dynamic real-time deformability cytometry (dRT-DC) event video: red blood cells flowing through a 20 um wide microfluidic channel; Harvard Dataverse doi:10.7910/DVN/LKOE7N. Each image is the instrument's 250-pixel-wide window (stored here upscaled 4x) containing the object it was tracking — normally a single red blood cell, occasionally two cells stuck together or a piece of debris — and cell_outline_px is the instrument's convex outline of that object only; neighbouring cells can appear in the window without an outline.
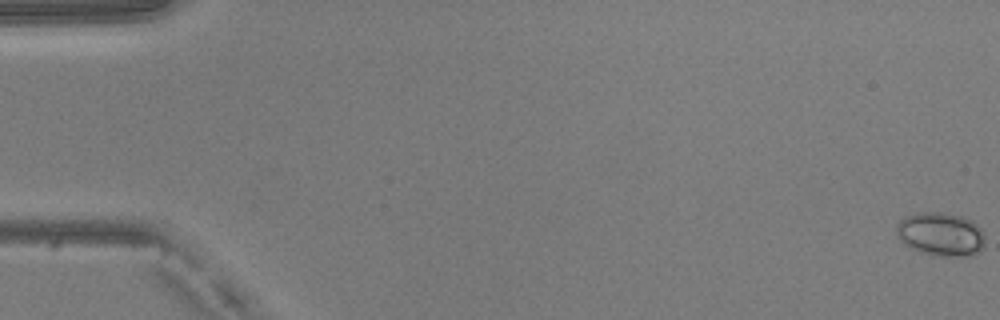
{"species": "common noctule bat (a hibernating species)", "species_latin": "Nyctalus noctula", "temperature_condition": "warm", "stored_images_in_passage": 18, "camera_frame_rate_fps": 3000, "um_per_image_px": 0.085, "animal": {"sex": "male", "body_mass_g": 20.5, "forearm_length_mm": 52.5}, "frame": {"image": 1, "passage_image": 1, "time_ms": 0.0, "image_size_px": [1000, 320], "cell_outline_px": [[984, 248], [980, 252], [972, 256], [932, 256], [920, 252], [904, 244], [896, 236], [896, 224], [904, 216], [920, 212], [940, 212], [960, 216], [972, 220], [984, 232]], "centroid_in_image_um": [79.96, 19.92], "position_along_channel_um": 5.0, "area_um2": 22.95}}
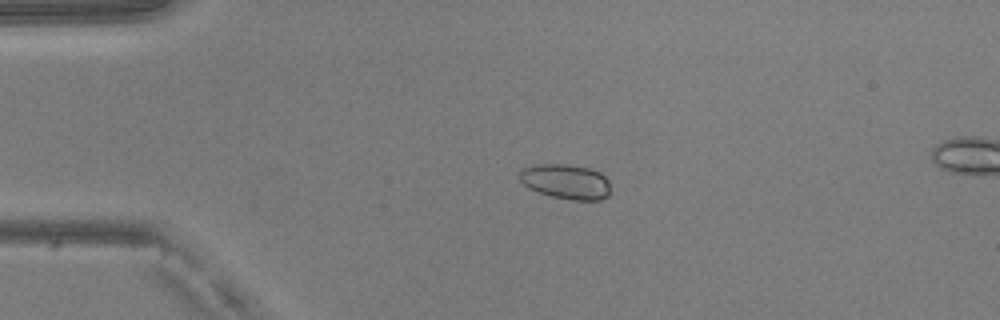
{"frame": {"image": 2, "passage_image": 13, "time_ms": 4.0, "image_size_px": [1000, 320], "cell_outline_px": [[608, 196], [600, 200], [572, 200], [552, 196], [528, 188], [520, 180], [520, 172], [524, 168], [536, 164], [568, 164], [588, 168], [600, 172], [608, 180]], "centroid_in_image_um": [48.1, 15.43], "position_along_channel_um": 36.9, "area_um2": 18.32}}